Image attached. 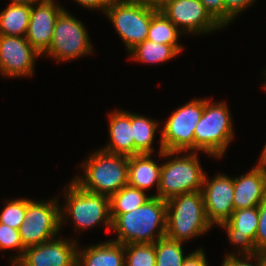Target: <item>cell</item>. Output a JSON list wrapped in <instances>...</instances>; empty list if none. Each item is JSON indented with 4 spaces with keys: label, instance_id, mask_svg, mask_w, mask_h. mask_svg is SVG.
<instances>
[{
    "label": "cell",
    "instance_id": "cell-1",
    "mask_svg": "<svg viewBox=\"0 0 266 266\" xmlns=\"http://www.w3.org/2000/svg\"><path fill=\"white\" fill-rule=\"evenodd\" d=\"M111 231L120 244L155 243L166 234V200L152 196L139 208L118 215Z\"/></svg>",
    "mask_w": 266,
    "mask_h": 266
},
{
    "label": "cell",
    "instance_id": "cell-2",
    "mask_svg": "<svg viewBox=\"0 0 266 266\" xmlns=\"http://www.w3.org/2000/svg\"><path fill=\"white\" fill-rule=\"evenodd\" d=\"M83 175L73 181L83 190L111 197L128 185V157L96 149L79 165Z\"/></svg>",
    "mask_w": 266,
    "mask_h": 266
},
{
    "label": "cell",
    "instance_id": "cell-3",
    "mask_svg": "<svg viewBox=\"0 0 266 266\" xmlns=\"http://www.w3.org/2000/svg\"><path fill=\"white\" fill-rule=\"evenodd\" d=\"M202 191L176 195L166 200V234L169 239L186 241L212 229Z\"/></svg>",
    "mask_w": 266,
    "mask_h": 266
},
{
    "label": "cell",
    "instance_id": "cell-4",
    "mask_svg": "<svg viewBox=\"0 0 266 266\" xmlns=\"http://www.w3.org/2000/svg\"><path fill=\"white\" fill-rule=\"evenodd\" d=\"M233 121L225 101L203 99V113L194 130V152L222 159L234 139Z\"/></svg>",
    "mask_w": 266,
    "mask_h": 266
},
{
    "label": "cell",
    "instance_id": "cell-5",
    "mask_svg": "<svg viewBox=\"0 0 266 266\" xmlns=\"http://www.w3.org/2000/svg\"><path fill=\"white\" fill-rule=\"evenodd\" d=\"M70 182L64 187L65 203L64 206L60 205V227H64L63 223L69 217L74 223L75 231H84L102 223L107 230H111L109 197L85 191L73 180Z\"/></svg>",
    "mask_w": 266,
    "mask_h": 266
},
{
    "label": "cell",
    "instance_id": "cell-6",
    "mask_svg": "<svg viewBox=\"0 0 266 266\" xmlns=\"http://www.w3.org/2000/svg\"><path fill=\"white\" fill-rule=\"evenodd\" d=\"M160 157L170 159L161 165L160 185L156 197L167 200L176 195L202 191L205 172L199 162L198 152H158ZM176 155V156H175Z\"/></svg>",
    "mask_w": 266,
    "mask_h": 266
},
{
    "label": "cell",
    "instance_id": "cell-7",
    "mask_svg": "<svg viewBox=\"0 0 266 266\" xmlns=\"http://www.w3.org/2000/svg\"><path fill=\"white\" fill-rule=\"evenodd\" d=\"M156 12L151 6L112 0L104 14L129 52L148 38L151 18Z\"/></svg>",
    "mask_w": 266,
    "mask_h": 266
},
{
    "label": "cell",
    "instance_id": "cell-8",
    "mask_svg": "<svg viewBox=\"0 0 266 266\" xmlns=\"http://www.w3.org/2000/svg\"><path fill=\"white\" fill-rule=\"evenodd\" d=\"M203 113V99L195 98L172 112L161 129L159 152H194V130Z\"/></svg>",
    "mask_w": 266,
    "mask_h": 266
},
{
    "label": "cell",
    "instance_id": "cell-9",
    "mask_svg": "<svg viewBox=\"0 0 266 266\" xmlns=\"http://www.w3.org/2000/svg\"><path fill=\"white\" fill-rule=\"evenodd\" d=\"M57 201L56 197L46 201L26 199L25 221L18 229L25 249L52 240L61 231Z\"/></svg>",
    "mask_w": 266,
    "mask_h": 266
},
{
    "label": "cell",
    "instance_id": "cell-10",
    "mask_svg": "<svg viewBox=\"0 0 266 266\" xmlns=\"http://www.w3.org/2000/svg\"><path fill=\"white\" fill-rule=\"evenodd\" d=\"M91 43L83 22L64 9L57 17L51 45L44 55L60 62L75 60L93 52Z\"/></svg>",
    "mask_w": 266,
    "mask_h": 266
},
{
    "label": "cell",
    "instance_id": "cell-11",
    "mask_svg": "<svg viewBox=\"0 0 266 266\" xmlns=\"http://www.w3.org/2000/svg\"><path fill=\"white\" fill-rule=\"evenodd\" d=\"M186 34H204L223 28L206 10L200 0H176L160 10Z\"/></svg>",
    "mask_w": 266,
    "mask_h": 266
},
{
    "label": "cell",
    "instance_id": "cell-12",
    "mask_svg": "<svg viewBox=\"0 0 266 266\" xmlns=\"http://www.w3.org/2000/svg\"><path fill=\"white\" fill-rule=\"evenodd\" d=\"M40 56L25 37L0 34V72L6 78L32 76Z\"/></svg>",
    "mask_w": 266,
    "mask_h": 266
},
{
    "label": "cell",
    "instance_id": "cell-13",
    "mask_svg": "<svg viewBox=\"0 0 266 266\" xmlns=\"http://www.w3.org/2000/svg\"><path fill=\"white\" fill-rule=\"evenodd\" d=\"M204 175L202 194L204 198L205 212L208 221L212 225L219 226L227 221L234 209V177L218 173L209 180Z\"/></svg>",
    "mask_w": 266,
    "mask_h": 266
},
{
    "label": "cell",
    "instance_id": "cell-14",
    "mask_svg": "<svg viewBox=\"0 0 266 266\" xmlns=\"http://www.w3.org/2000/svg\"><path fill=\"white\" fill-rule=\"evenodd\" d=\"M77 238H54L24 250L17 261L20 266H76Z\"/></svg>",
    "mask_w": 266,
    "mask_h": 266
},
{
    "label": "cell",
    "instance_id": "cell-15",
    "mask_svg": "<svg viewBox=\"0 0 266 266\" xmlns=\"http://www.w3.org/2000/svg\"><path fill=\"white\" fill-rule=\"evenodd\" d=\"M63 10L64 7L53 0H41L31 5L30 21L25 38L42 56L51 45L57 17Z\"/></svg>",
    "mask_w": 266,
    "mask_h": 266
},
{
    "label": "cell",
    "instance_id": "cell-16",
    "mask_svg": "<svg viewBox=\"0 0 266 266\" xmlns=\"http://www.w3.org/2000/svg\"><path fill=\"white\" fill-rule=\"evenodd\" d=\"M258 219V206H255L234 210L230 218L219 225L226 230L231 245L239 247L236 254H257L255 237Z\"/></svg>",
    "mask_w": 266,
    "mask_h": 266
},
{
    "label": "cell",
    "instance_id": "cell-17",
    "mask_svg": "<svg viewBox=\"0 0 266 266\" xmlns=\"http://www.w3.org/2000/svg\"><path fill=\"white\" fill-rule=\"evenodd\" d=\"M266 197V169L255 165L248 173L234 177V209L258 206Z\"/></svg>",
    "mask_w": 266,
    "mask_h": 266
},
{
    "label": "cell",
    "instance_id": "cell-18",
    "mask_svg": "<svg viewBox=\"0 0 266 266\" xmlns=\"http://www.w3.org/2000/svg\"><path fill=\"white\" fill-rule=\"evenodd\" d=\"M108 135L109 143L102 149L118 154L131 157L134 155L133 128L131 127V112L127 110H114L108 113Z\"/></svg>",
    "mask_w": 266,
    "mask_h": 266
},
{
    "label": "cell",
    "instance_id": "cell-19",
    "mask_svg": "<svg viewBox=\"0 0 266 266\" xmlns=\"http://www.w3.org/2000/svg\"><path fill=\"white\" fill-rule=\"evenodd\" d=\"M77 248L76 266H125V245L111 240Z\"/></svg>",
    "mask_w": 266,
    "mask_h": 266
},
{
    "label": "cell",
    "instance_id": "cell-20",
    "mask_svg": "<svg viewBox=\"0 0 266 266\" xmlns=\"http://www.w3.org/2000/svg\"><path fill=\"white\" fill-rule=\"evenodd\" d=\"M151 155L143 153L128 157V185L147 192L155 184L157 191L151 196H157L162 164L156 163Z\"/></svg>",
    "mask_w": 266,
    "mask_h": 266
},
{
    "label": "cell",
    "instance_id": "cell-21",
    "mask_svg": "<svg viewBox=\"0 0 266 266\" xmlns=\"http://www.w3.org/2000/svg\"><path fill=\"white\" fill-rule=\"evenodd\" d=\"M31 5L11 4L0 12V34L25 37L30 21Z\"/></svg>",
    "mask_w": 266,
    "mask_h": 266
},
{
    "label": "cell",
    "instance_id": "cell-22",
    "mask_svg": "<svg viewBox=\"0 0 266 266\" xmlns=\"http://www.w3.org/2000/svg\"><path fill=\"white\" fill-rule=\"evenodd\" d=\"M159 122L131 112V127L133 128L134 155L155 152L153 141Z\"/></svg>",
    "mask_w": 266,
    "mask_h": 266
},
{
    "label": "cell",
    "instance_id": "cell-23",
    "mask_svg": "<svg viewBox=\"0 0 266 266\" xmlns=\"http://www.w3.org/2000/svg\"><path fill=\"white\" fill-rule=\"evenodd\" d=\"M129 54V59L131 58L141 63L163 64L172 58L175 59L180 53L172 45L156 43L146 39L131 49Z\"/></svg>",
    "mask_w": 266,
    "mask_h": 266
},
{
    "label": "cell",
    "instance_id": "cell-24",
    "mask_svg": "<svg viewBox=\"0 0 266 266\" xmlns=\"http://www.w3.org/2000/svg\"><path fill=\"white\" fill-rule=\"evenodd\" d=\"M183 33L161 11H157L151 18L148 31V40L172 45L179 53L183 47L178 43L179 36Z\"/></svg>",
    "mask_w": 266,
    "mask_h": 266
},
{
    "label": "cell",
    "instance_id": "cell-25",
    "mask_svg": "<svg viewBox=\"0 0 266 266\" xmlns=\"http://www.w3.org/2000/svg\"><path fill=\"white\" fill-rule=\"evenodd\" d=\"M151 197L143 190L129 185L124 186L109 198L111 220L113 221L120 214L139 208Z\"/></svg>",
    "mask_w": 266,
    "mask_h": 266
},
{
    "label": "cell",
    "instance_id": "cell-26",
    "mask_svg": "<svg viewBox=\"0 0 266 266\" xmlns=\"http://www.w3.org/2000/svg\"><path fill=\"white\" fill-rule=\"evenodd\" d=\"M183 242L163 237L155 242L156 266H182L188 255L183 253Z\"/></svg>",
    "mask_w": 266,
    "mask_h": 266
},
{
    "label": "cell",
    "instance_id": "cell-27",
    "mask_svg": "<svg viewBox=\"0 0 266 266\" xmlns=\"http://www.w3.org/2000/svg\"><path fill=\"white\" fill-rule=\"evenodd\" d=\"M125 266H156L155 243L126 244Z\"/></svg>",
    "mask_w": 266,
    "mask_h": 266
},
{
    "label": "cell",
    "instance_id": "cell-28",
    "mask_svg": "<svg viewBox=\"0 0 266 266\" xmlns=\"http://www.w3.org/2000/svg\"><path fill=\"white\" fill-rule=\"evenodd\" d=\"M6 206L0 213V223L19 229L25 221L26 198L6 200Z\"/></svg>",
    "mask_w": 266,
    "mask_h": 266
},
{
    "label": "cell",
    "instance_id": "cell-29",
    "mask_svg": "<svg viewBox=\"0 0 266 266\" xmlns=\"http://www.w3.org/2000/svg\"><path fill=\"white\" fill-rule=\"evenodd\" d=\"M17 249V254L10 262H17L24 254V246L18 229L0 223V250Z\"/></svg>",
    "mask_w": 266,
    "mask_h": 266
},
{
    "label": "cell",
    "instance_id": "cell-30",
    "mask_svg": "<svg viewBox=\"0 0 266 266\" xmlns=\"http://www.w3.org/2000/svg\"><path fill=\"white\" fill-rule=\"evenodd\" d=\"M258 227L255 237V247L257 253L266 250V197L258 205Z\"/></svg>",
    "mask_w": 266,
    "mask_h": 266
},
{
    "label": "cell",
    "instance_id": "cell-31",
    "mask_svg": "<svg viewBox=\"0 0 266 266\" xmlns=\"http://www.w3.org/2000/svg\"><path fill=\"white\" fill-rule=\"evenodd\" d=\"M256 0H224L225 3V28L230 25L238 14L244 13Z\"/></svg>",
    "mask_w": 266,
    "mask_h": 266
},
{
    "label": "cell",
    "instance_id": "cell-32",
    "mask_svg": "<svg viewBox=\"0 0 266 266\" xmlns=\"http://www.w3.org/2000/svg\"><path fill=\"white\" fill-rule=\"evenodd\" d=\"M227 253L224 257L223 263L226 266H262V261L260 259L259 253L257 254H236ZM254 259V261H253ZM253 262H252V261ZM257 263H254V262Z\"/></svg>",
    "mask_w": 266,
    "mask_h": 266
},
{
    "label": "cell",
    "instance_id": "cell-33",
    "mask_svg": "<svg viewBox=\"0 0 266 266\" xmlns=\"http://www.w3.org/2000/svg\"><path fill=\"white\" fill-rule=\"evenodd\" d=\"M210 15L225 28V3L224 0H200Z\"/></svg>",
    "mask_w": 266,
    "mask_h": 266
},
{
    "label": "cell",
    "instance_id": "cell-34",
    "mask_svg": "<svg viewBox=\"0 0 266 266\" xmlns=\"http://www.w3.org/2000/svg\"><path fill=\"white\" fill-rule=\"evenodd\" d=\"M203 251V248H198L195 251H192L188 254L182 266H209L206 258L207 256Z\"/></svg>",
    "mask_w": 266,
    "mask_h": 266
},
{
    "label": "cell",
    "instance_id": "cell-35",
    "mask_svg": "<svg viewBox=\"0 0 266 266\" xmlns=\"http://www.w3.org/2000/svg\"><path fill=\"white\" fill-rule=\"evenodd\" d=\"M77 2V4L88 8V9H98L103 11L104 13L106 12V8L110 5V2L112 0H74Z\"/></svg>",
    "mask_w": 266,
    "mask_h": 266
},
{
    "label": "cell",
    "instance_id": "cell-36",
    "mask_svg": "<svg viewBox=\"0 0 266 266\" xmlns=\"http://www.w3.org/2000/svg\"><path fill=\"white\" fill-rule=\"evenodd\" d=\"M173 1L176 0H152V8L160 11L164 6Z\"/></svg>",
    "mask_w": 266,
    "mask_h": 266
},
{
    "label": "cell",
    "instance_id": "cell-37",
    "mask_svg": "<svg viewBox=\"0 0 266 266\" xmlns=\"http://www.w3.org/2000/svg\"><path fill=\"white\" fill-rule=\"evenodd\" d=\"M259 157L260 158H259L257 165L264 167L266 169V143L262 150V154Z\"/></svg>",
    "mask_w": 266,
    "mask_h": 266
},
{
    "label": "cell",
    "instance_id": "cell-38",
    "mask_svg": "<svg viewBox=\"0 0 266 266\" xmlns=\"http://www.w3.org/2000/svg\"><path fill=\"white\" fill-rule=\"evenodd\" d=\"M128 3L142 4L152 7V0H120Z\"/></svg>",
    "mask_w": 266,
    "mask_h": 266
},
{
    "label": "cell",
    "instance_id": "cell-39",
    "mask_svg": "<svg viewBox=\"0 0 266 266\" xmlns=\"http://www.w3.org/2000/svg\"><path fill=\"white\" fill-rule=\"evenodd\" d=\"M41 0H11V4H27V5H33L34 3H37Z\"/></svg>",
    "mask_w": 266,
    "mask_h": 266
},
{
    "label": "cell",
    "instance_id": "cell-40",
    "mask_svg": "<svg viewBox=\"0 0 266 266\" xmlns=\"http://www.w3.org/2000/svg\"><path fill=\"white\" fill-rule=\"evenodd\" d=\"M259 256L262 261V266H266V250L259 252Z\"/></svg>",
    "mask_w": 266,
    "mask_h": 266
},
{
    "label": "cell",
    "instance_id": "cell-41",
    "mask_svg": "<svg viewBox=\"0 0 266 266\" xmlns=\"http://www.w3.org/2000/svg\"><path fill=\"white\" fill-rule=\"evenodd\" d=\"M264 76H265V79H264V83H263V87H264V89H266V68H265V70H264Z\"/></svg>",
    "mask_w": 266,
    "mask_h": 266
},
{
    "label": "cell",
    "instance_id": "cell-42",
    "mask_svg": "<svg viewBox=\"0 0 266 266\" xmlns=\"http://www.w3.org/2000/svg\"><path fill=\"white\" fill-rule=\"evenodd\" d=\"M10 265L11 266H20L17 262H11Z\"/></svg>",
    "mask_w": 266,
    "mask_h": 266
}]
</instances>
